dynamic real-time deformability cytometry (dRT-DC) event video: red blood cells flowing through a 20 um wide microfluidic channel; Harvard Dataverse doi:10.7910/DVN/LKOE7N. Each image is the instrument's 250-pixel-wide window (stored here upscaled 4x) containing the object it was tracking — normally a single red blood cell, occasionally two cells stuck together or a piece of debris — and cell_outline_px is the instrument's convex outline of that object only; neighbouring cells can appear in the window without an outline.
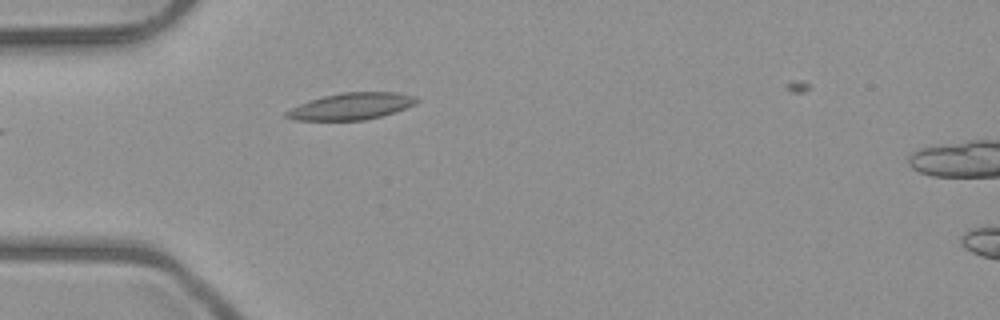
{"species": "common noctule bat (a hibernating species)", "species_latin": "Nyctalus noctula", "temperature_condition": "room temperature", "stored_images_in_passage": 2, "camera_frame_rate_fps": 3000, "um_per_image_px": 0.085, "animal": {"sex": "male", "body_mass_g": 23.1, "forearm_length_mm": 52.7}, "frame": {"image": 1, "passage_image": 1, "time_ms": 0.0, "image_size_px": [1000, 320], "cell_outline_px": [[420, 100], [416, 104], [380, 116], [364, 120], [296, 120], [284, 116], [284, 112], [308, 100], [340, 92], [396, 92], [416, 96]], "centroid_in_image_um": [29.86, 9.02], "position_along_channel_um": 55.1, "area_um2": 20.17}}